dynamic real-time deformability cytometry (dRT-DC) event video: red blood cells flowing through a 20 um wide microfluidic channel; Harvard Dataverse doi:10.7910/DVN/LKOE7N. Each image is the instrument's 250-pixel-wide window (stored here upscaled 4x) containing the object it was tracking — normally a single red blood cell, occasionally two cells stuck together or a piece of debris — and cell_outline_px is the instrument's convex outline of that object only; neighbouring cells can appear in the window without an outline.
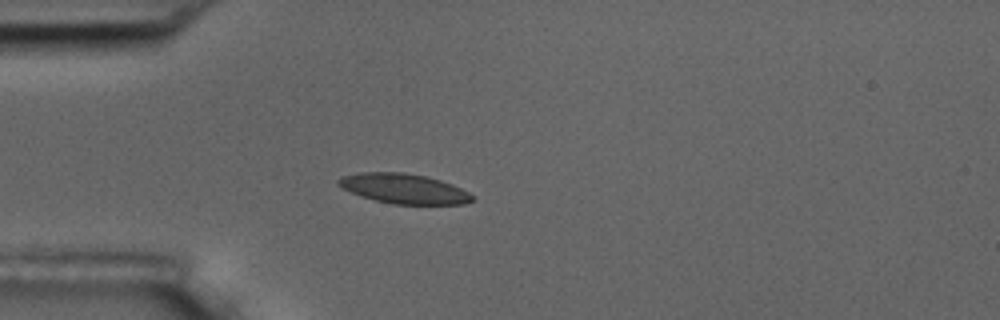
{"species": "common noctule bat (a hibernating species)", "species_latin": "Nyctalus noctula", "temperature_condition": "room temperature", "stored_images_in_passage": 4, "camera_frame_rate_fps": 3000, "um_per_image_px": 0.085, "animal": {"sex": "male", "body_mass_g": 17.5, "forearm_length_mm": 52.3}, "frame": {"image": 1, "passage_image": 4, "time_ms": 4.333, "image_size_px": [1000, 320], "cell_outline_px": [[476, 200], [464, 204], [392, 204], [360, 196], [336, 184], [336, 180], [344, 176], [360, 172], [400, 172], [428, 176], [452, 184], [476, 196]], "centroid_in_image_um": [34.37, 16.03], "position_along_channel_um": 50.6, "area_um2": 23.35}}